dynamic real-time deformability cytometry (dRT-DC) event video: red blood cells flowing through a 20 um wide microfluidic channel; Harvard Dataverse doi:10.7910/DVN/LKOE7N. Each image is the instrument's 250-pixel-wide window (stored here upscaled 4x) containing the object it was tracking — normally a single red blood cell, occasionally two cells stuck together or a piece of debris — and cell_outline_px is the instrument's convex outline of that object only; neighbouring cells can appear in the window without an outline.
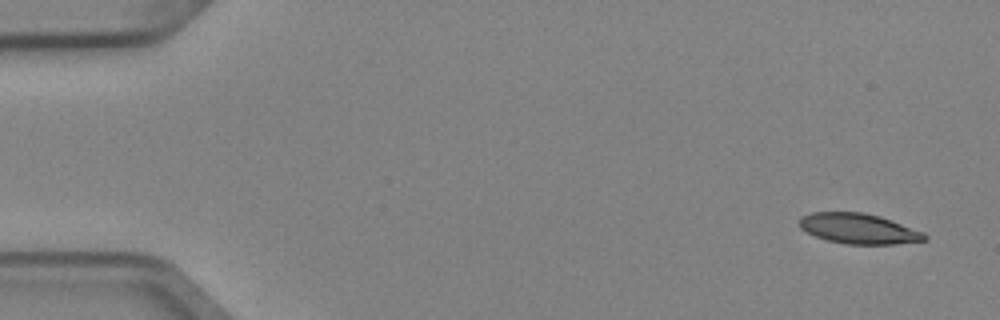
{"species": "Egyptian fruit bat (a non-hibernating species)", "species_latin": "Rousettus aegyptiacus", "temperature_condition": "cold", "stored_images_in_passage": 4, "camera_frame_rate_fps": 3000, "um_per_image_px": 0.085, "animal": {"sex": "female"}, "frame": {"image": 1, "passage_image": 1, "time_ms": 0.0, "image_size_px": [1000, 320], "cell_outline_px": [[928, 240], [896, 244], [848, 244], [828, 240], [816, 236], [800, 228], [800, 216], [812, 212], [864, 212], [880, 216], [924, 232], [928, 236]], "centroid_in_image_um": [73.02, 19.43], "position_along_channel_um": 12.0, "area_um2": 22.08}}
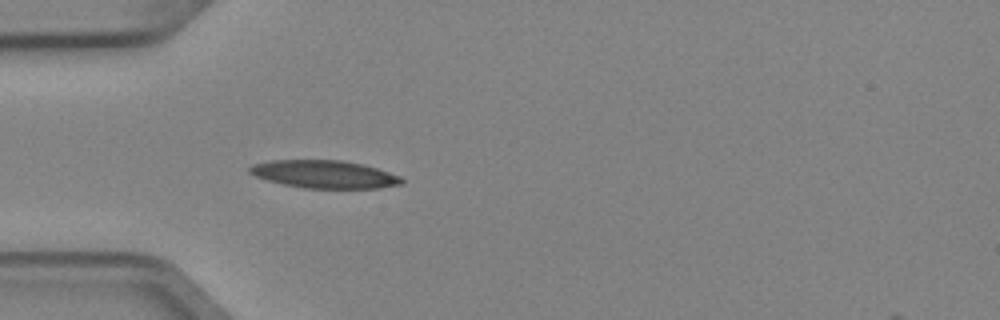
{"frame": {"image": 2, "passage_image": 4, "time_ms": 1.0, "image_size_px": [1000, 320], "cell_outline_px": [[404, 184], [380, 188], [304, 188], [284, 184], [268, 180], [256, 176], [248, 172], [248, 168], [252, 164], [272, 160], [344, 160], [364, 164], [400, 176], [404, 180]], "centroid_in_image_um": [27.59, 14.81], "position_along_channel_um": 57.4, "area_um2": 24.68}}